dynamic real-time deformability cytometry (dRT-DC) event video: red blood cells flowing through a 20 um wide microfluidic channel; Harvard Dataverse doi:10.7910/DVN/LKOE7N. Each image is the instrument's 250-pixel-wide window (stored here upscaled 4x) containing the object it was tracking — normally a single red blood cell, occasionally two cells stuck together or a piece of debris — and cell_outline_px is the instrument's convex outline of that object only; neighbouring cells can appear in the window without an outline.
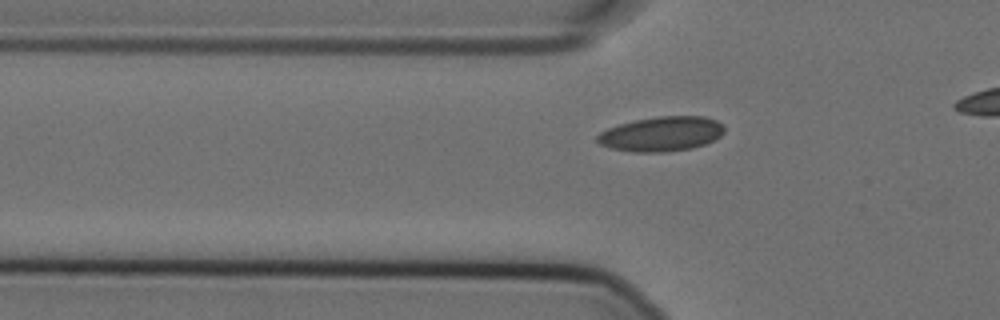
{"species": "Egyptian fruit bat (a non-hibernating species)", "species_latin": "Rousettus aegyptiacus", "temperature_condition": "cold", "stored_images_in_passage": 31, "camera_frame_rate_fps": 3000, "um_per_image_px": 0.085, "animal": {"sex": "female"}, "frame": {"image": 1, "passage_image": 3, "time_ms": 0.667, "image_size_px": [1000, 320], "cell_outline_px": [[724, 132], [720, 136], [704, 144], [692, 148], [664, 152], [636, 152], [612, 148], [600, 144], [596, 140], [596, 136], [600, 132], [608, 128], [620, 124], [636, 120], [656, 116], [704, 116], [716, 120], [724, 124]], "centroid_in_image_um": [56.24, 11.37], "position_along_channel_um": 69.6, "area_um2": 25.61}}
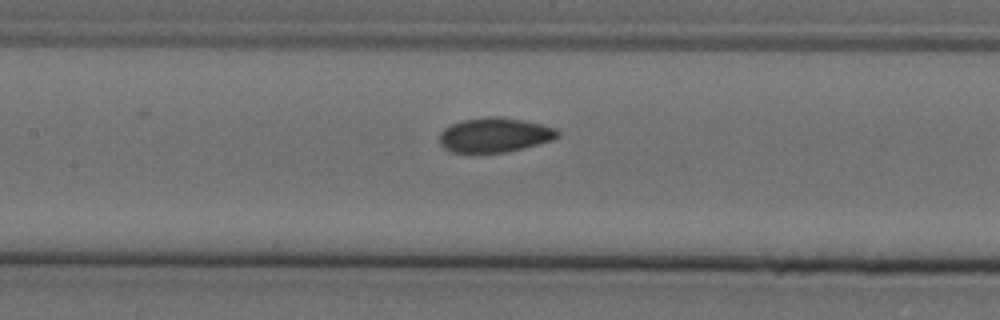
{"frame": {"image": 2, "passage_image": 11, "time_ms": 3.333, "image_size_px": [1000, 320], "cell_outline_px": [[560, 136], [552, 140], [524, 148], [508, 152], [452, 152], [444, 148], [440, 144], [440, 132], [444, 128], [460, 120], [488, 116], [496, 116], [524, 120], [556, 128], [560, 132]], "centroid_in_image_um": [42.05, 11.46], "position_along_channel_um": 165.3, "area_um2": 23.87}}
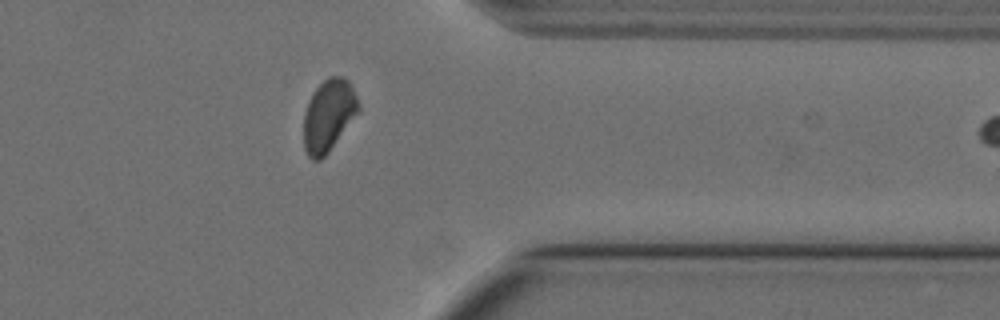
{"frame": {"image": 3, "passage_image": 30, "time_ms": 9.667, "image_size_px": [1000, 320], "cell_outline_px": [[360, 112], [328, 152], [320, 160], [312, 160], [308, 156], [304, 148], [304, 112], [308, 100], [316, 88], [328, 76], [344, 76], [348, 80], [360, 104]], "centroid_in_image_um": [27.94, 9.8], "position_along_channel_um": 383.5, "area_um2": 23.12}}